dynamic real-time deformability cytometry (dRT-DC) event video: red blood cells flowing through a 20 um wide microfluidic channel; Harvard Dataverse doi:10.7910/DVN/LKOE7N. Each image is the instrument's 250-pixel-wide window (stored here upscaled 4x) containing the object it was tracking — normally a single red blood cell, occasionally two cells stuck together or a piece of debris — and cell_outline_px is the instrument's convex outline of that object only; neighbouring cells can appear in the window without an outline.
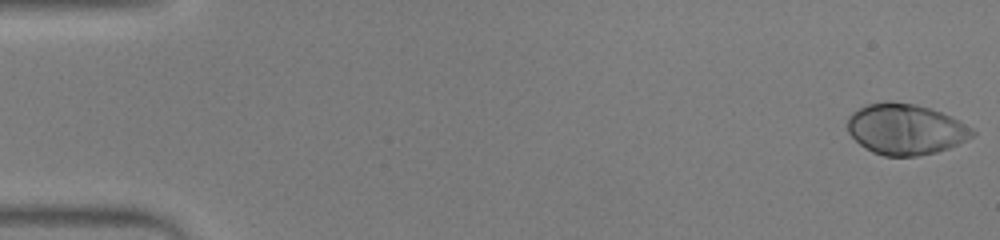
{"species": "human", "species_latin": "Homo sapiens", "temperature_condition": "warm", "stored_images_in_passage": 52, "camera_frame_rate_fps": 3000, "um_per_image_px": 0.085, "donor": {"sex": "male"}, "frame": {"image": 1, "passage_image": 1, "time_ms": 0.0, "image_size_px": [1000, 240], "cell_outline_px": [[976, 132], [972, 136], [948, 148], [936, 152], [916, 156], [884, 156], [872, 152], [864, 148], [848, 132], [848, 116], [852, 112], [868, 104], [916, 104], [940, 112], [972, 128]], "centroid_in_image_um": [76.94, 11.02], "position_along_channel_um": 8.1, "area_um2": 35.95}}
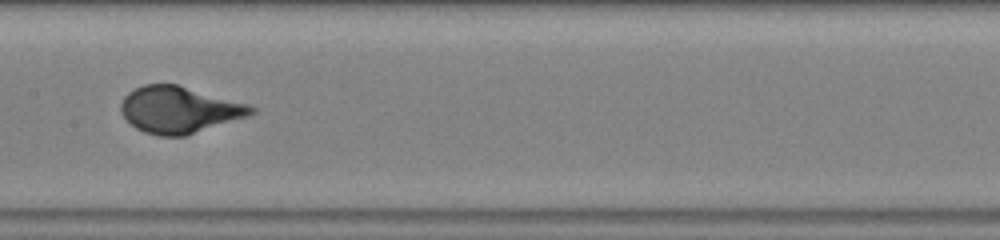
{"frame": {"image": 2, "passage_image": 27, "time_ms": 8.667, "image_size_px": [1000, 240], "cell_outline_px": [[256, 112], [248, 116], [184, 136], [160, 136], [144, 132], [136, 128], [120, 112], [120, 104], [124, 96], [128, 92], [144, 84], [176, 84], [248, 104], [256, 108]], "centroid_in_image_um": [15.21, 9.33], "position_along_channel_um": 192.2, "area_um2": 35.08}}
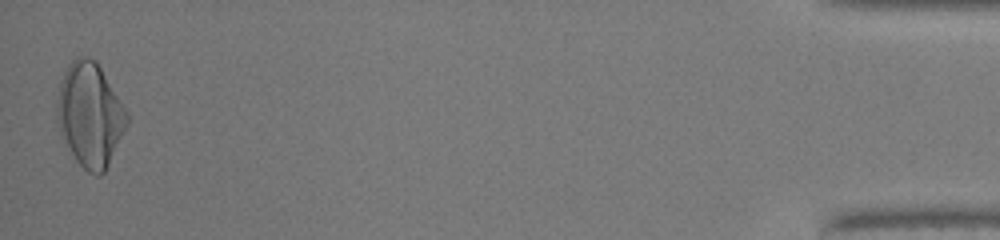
{"frame": {"image": 3, "passage_image": 52, "time_ms": 17.0, "image_size_px": [1000, 240], "cell_outline_px": [[128, 124], [104, 172], [100, 176], [96, 176], [88, 172], [76, 160], [60, 136], [56, 120], [56, 100], [60, 84], [64, 72], [68, 64], [76, 56], [88, 56], [96, 60], [128, 112]], "centroid_in_image_um": [7.63, 9.74], "position_along_channel_um": 427.6, "area_um2": 42.6}}